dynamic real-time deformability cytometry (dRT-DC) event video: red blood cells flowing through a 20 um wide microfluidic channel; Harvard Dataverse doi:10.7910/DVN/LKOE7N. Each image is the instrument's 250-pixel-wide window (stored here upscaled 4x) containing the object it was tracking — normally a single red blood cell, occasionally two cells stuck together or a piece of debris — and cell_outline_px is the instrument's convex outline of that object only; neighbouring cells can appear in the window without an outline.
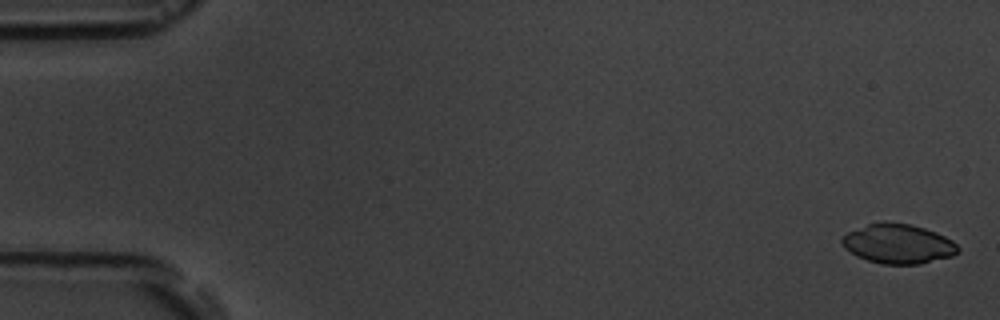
{"species": "common noctule bat (a hibernating species)", "species_latin": "Nyctalus noctula", "temperature_condition": "room temperature", "stored_images_in_passage": 4, "segment_of_instrument_passage": [2, 2], "camera_frame_rate_fps": 3000, "um_per_image_px": 0.085, "animal": {"sex": "male", "body_mass_g": 19.5, "forearm_length_mm": 54.6}, "frame": {"image": 1, "passage_image": 4, "time_ms": 4.333, "image_size_px": [1000, 320], "cell_outline_px": [[960, 252], [952, 256], [920, 264], [880, 264], [856, 256], [844, 248], [840, 240], [848, 232], [868, 224], [880, 220], [884, 220], [912, 224], [936, 232], [952, 240], [960, 248]], "centroid_in_image_um": [76.34, 20.71], "position_along_channel_um": 8.7, "area_um2": 27.05}}